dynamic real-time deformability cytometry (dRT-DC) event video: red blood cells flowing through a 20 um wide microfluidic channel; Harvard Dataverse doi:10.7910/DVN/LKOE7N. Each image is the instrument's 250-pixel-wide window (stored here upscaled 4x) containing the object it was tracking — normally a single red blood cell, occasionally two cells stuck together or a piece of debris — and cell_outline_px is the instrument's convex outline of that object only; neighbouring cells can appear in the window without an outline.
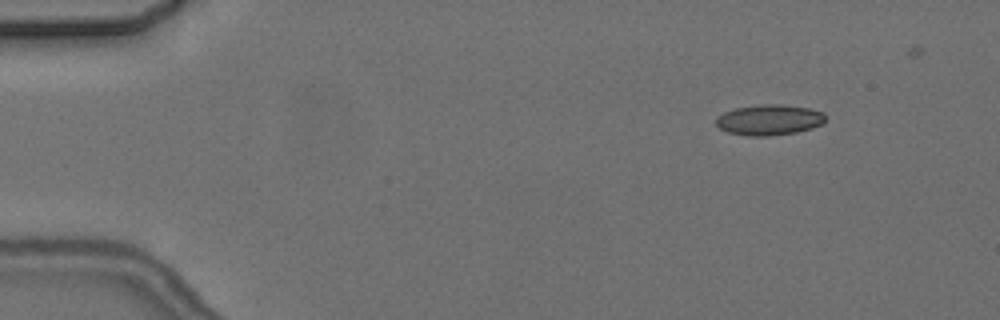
{"species": "common noctule bat (a hibernating species)", "species_latin": "Nyctalus noctula", "temperature_condition": "cold", "stored_images_in_passage": 3, "camera_frame_rate_fps": 3000, "um_per_image_px": 0.085, "animal": {"sex": "female", "body_mass_g": 24.6, "forearm_length_mm": 56.2}, "frame": {"image": 1, "passage_image": 3, "time_ms": 2.667, "image_size_px": [1000, 320], "cell_outline_px": [[824, 120], [820, 124], [812, 128], [796, 132], [768, 136], [748, 136], [728, 132], [720, 128], [716, 124], [716, 116], [724, 112], [736, 108], [760, 104], [780, 104], [808, 108], [824, 112]], "centroid_in_image_um": [65.35, 10.18], "position_along_channel_um": 19.6, "area_um2": 19.42}}